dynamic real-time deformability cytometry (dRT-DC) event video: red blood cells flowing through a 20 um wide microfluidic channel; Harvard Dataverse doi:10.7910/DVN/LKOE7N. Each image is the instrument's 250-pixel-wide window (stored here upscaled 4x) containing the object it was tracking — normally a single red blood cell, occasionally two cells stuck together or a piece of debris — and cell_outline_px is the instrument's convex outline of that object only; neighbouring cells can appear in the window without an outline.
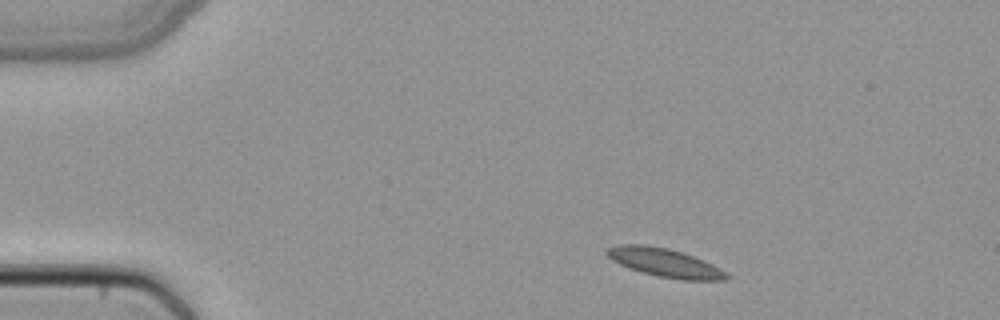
{"species": "common noctule bat (a hibernating species)", "species_latin": "Nyctalus noctula", "temperature_condition": "cold", "stored_images_in_passage": 42, "camera_frame_rate_fps": 3000, "um_per_image_px": 0.085, "animal": {"sex": "female", "body_mass_g": 22.7, "forearm_length_mm": 54.2}, "frame": {"image": 1, "passage_image": 1, "time_ms": 0.0, "image_size_px": [1000, 320], "cell_outline_px": [[732, 276], [724, 280], [680, 280], [656, 276], [628, 268], [612, 260], [604, 252], [608, 248], [616, 244], [644, 244], [668, 248], [684, 252], [704, 260], [720, 268]], "centroid_in_image_um": [56.51, 22.32], "position_along_channel_um": 28.5, "area_um2": 20.17}}
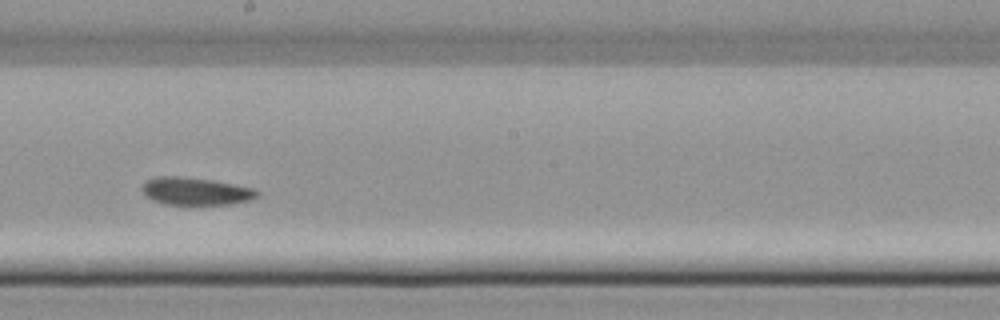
{"frame": {"image": 2, "passage_image": 21, "time_ms": 6.667, "image_size_px": [1000, 320], "cell_outline_px": [[260, 196], [252, 200], [228, 204], [164, 204], [152, 200], [140, 188], [148, 180], [156, 176], [176, 176], [212, 180], [256, 188], [260, 192]], "centroid_in_image_um": [16.69, 16.25], "position_along_channel_um": 231.5, "area_um2": 18.5}}
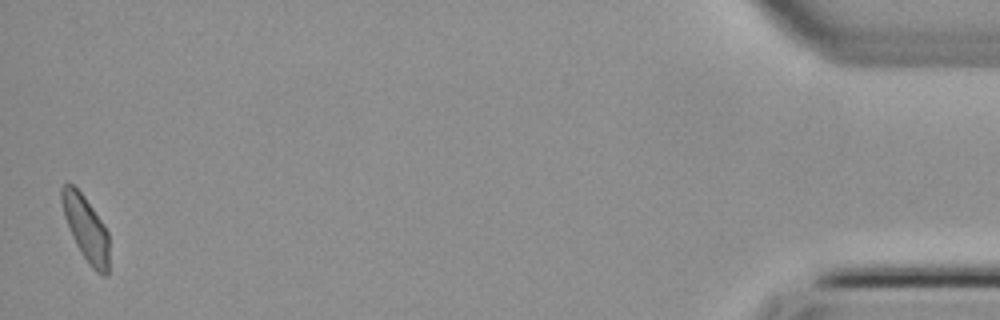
{"frame": {"image": 3, "passage_image": 42, "time_ms": 13.667, "image_size_px": [1000, 320], "cell_outline_px": [[108, 276], [104, 276], [96, 272], [88, 264], [80, 252], [72, 236], [64, 216], [60, 200], [60, 188], [64, 184], [72, 184], [84, 196], [104, 224], [108, 232]], "centroid_in_image_um": [7.29, 19.43], "position_along_channel_um": 427.9, "area_um2": 17.98}}